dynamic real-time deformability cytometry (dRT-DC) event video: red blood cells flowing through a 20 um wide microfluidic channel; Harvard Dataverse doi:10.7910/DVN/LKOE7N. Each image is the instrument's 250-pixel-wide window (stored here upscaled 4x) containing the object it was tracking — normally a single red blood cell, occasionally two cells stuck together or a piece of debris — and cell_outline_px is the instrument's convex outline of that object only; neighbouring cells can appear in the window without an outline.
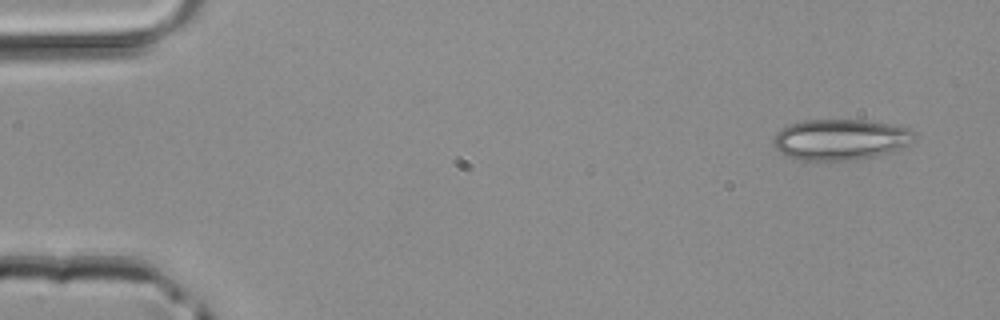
{"species": "common noctule bat (a hibernating species)", "species_latin": "Nyctalus noctula", "temperature_condition": "room temperature", "stored_images_in_passage": 3, "camera_frame_rate_fps": 3000, "um_per_image_px": 0.085, "animal": {"sex": "male", "body_mass_g": 20.4}, "frame": {"image": 1, "passage_image": 1, "time_ms": 0.0, "image_size_px": [1000, 320], "cell_outline_px": [[916, 140], [904, 148], [896, 152], [856, 160], [800, 160], [788, 156], [780, 152], [772, 144], [772, 140], [776, 132], [780, 128], [788, 124], [804, 120], [864, 120], [896, 124], [912, 128], [916, 132]], "centroid_in_image_um": [71.52, 11.85], "position_along_channel_um": 13.5, "area_um2": 34.51}}